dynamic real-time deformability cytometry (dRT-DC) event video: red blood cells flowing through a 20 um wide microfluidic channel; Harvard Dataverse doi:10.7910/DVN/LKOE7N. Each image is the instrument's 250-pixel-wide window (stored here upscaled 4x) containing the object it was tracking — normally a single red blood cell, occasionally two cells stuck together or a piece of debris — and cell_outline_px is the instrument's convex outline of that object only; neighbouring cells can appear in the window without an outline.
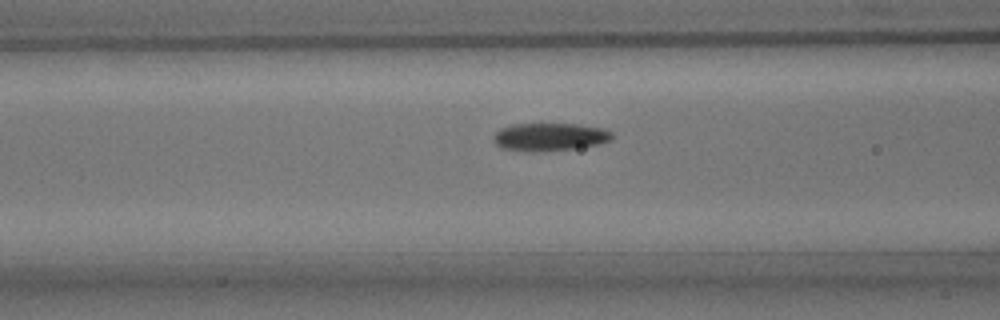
{"species": "common noctule bat (a hibernating species)", "species_latin": "Nyctalus noctula", "temperature_condition": "room temperature", "stored_images_in_passage": 17, "camera_frame_rate_fps": 3000, "um_per_image_px": 0.085, "animal": {"sex": "male", "body_mass_g": 15.6}, "frame": {"image": 1, "passage_image": 12, "time_ms": 3.667, "image_size_px": [1000, 320], "cell_outline_px": [[612, 140], [600, 144], [576, 148], [536, 152], [528, 152], [500, 148], [496, 144], [492, 136], [500, 128], [512, 124], [576, 124], [604, 128], [612, 132]], "centroid_in_image_um": [46.71, 11.64], "position_along_channel_um": 119.9, "area_um2": 19.48}}
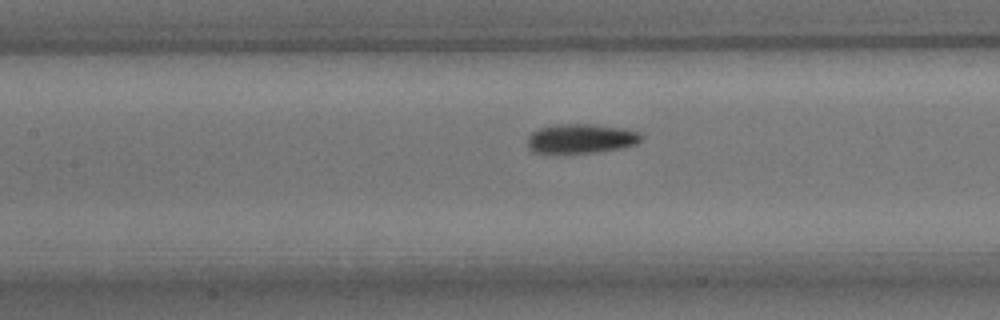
{"frame": {"image": 2, "passage_image": 15, "time_ms": 4.667, "image_size_px": [1000, 320], "cell_outline_px": [[644, 136], [636, 144], [620, 148], [596, 152], [532, 152], [528, 148], [528, 136], [532, 132], [540, 128], [556, 124], [592, 124], [624, 128], [640, 132]], "centroid_in_image_um": [49.41, 11.76], "position_along_channel_um": 158.0, "area_um2": 19.36}}